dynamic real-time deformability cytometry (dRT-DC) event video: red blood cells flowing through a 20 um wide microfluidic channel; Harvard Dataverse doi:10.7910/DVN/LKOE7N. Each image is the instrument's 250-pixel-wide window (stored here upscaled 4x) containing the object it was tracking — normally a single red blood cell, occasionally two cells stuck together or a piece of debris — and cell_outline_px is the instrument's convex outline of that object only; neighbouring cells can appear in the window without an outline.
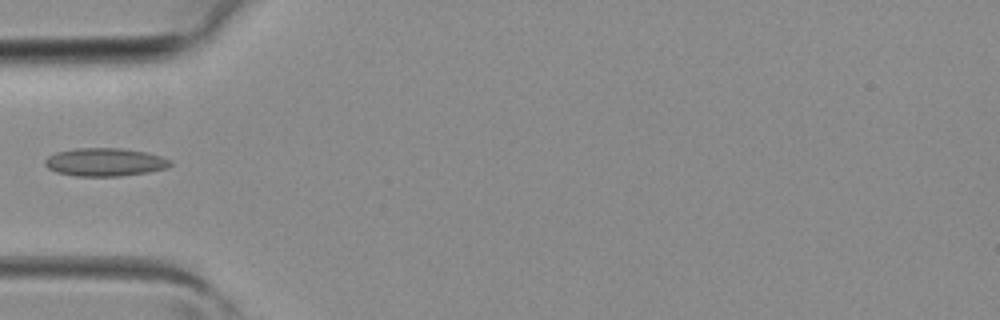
{"species": "common noctule bat (a hibernating species)", "species_latin": "Nyctalus noctula", "temperature_condition": "room temperature", "stored_images_in_passage": 3, "camera_frame_rate_fps": 3000, "um_per_image_px": 0.085, "animal": {"sex": "female", "body_mass_g": 19.3, "forearm_length_mm": 54.1}, "frame": {"image": 1, "passage_image": 3, "time_ms": 0.667, "image_size_px": [1000, 320], "cell_outline_px": [[172, 164], [168, 168], [148, 172], [120, 176], [76, 176], [56, 172], [48, 168], [44, 164], [44, 160], [48, 156], [56, 152], [76, 148], [120, 148], [144, 152], [160, 156], [172, 160]], "centroid_in_image_um": [8.91, 13.78], "position_along_channel_um": 76.1, "area_um2": 20.58}}